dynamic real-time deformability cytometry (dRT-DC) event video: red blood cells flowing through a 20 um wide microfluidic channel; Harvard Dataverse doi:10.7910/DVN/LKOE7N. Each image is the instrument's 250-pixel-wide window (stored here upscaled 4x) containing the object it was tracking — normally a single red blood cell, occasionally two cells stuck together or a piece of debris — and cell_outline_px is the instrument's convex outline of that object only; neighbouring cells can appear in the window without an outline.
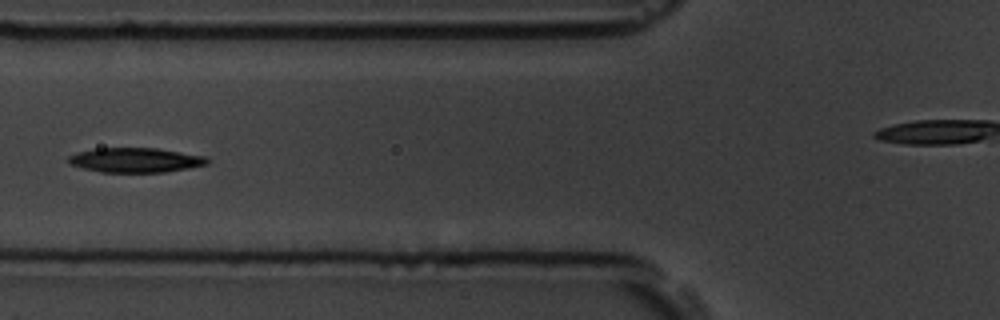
{"species": "common noctule bat (a hibernating species)", "species_latin": "Nyctalus noctula", "temperature_condition": "room temperature", "stored_images_in_passage": 6, "camera_frame_rate_fps": 3000, "um_per_image_px": 0.085, "animal": {"sex": "male", "body_mass_g": 19.5, "forearm_length_mm": 54.6}, "frame": {"image": 1, "passage_image": 5, "time_ms": 5.667, "image_size_px": [1000, 320], "cell_outline_px": [[212, 160], [208, 164], [188, 168], [164, 172], [100, 172], [84, 168], [72, 164], [68, 160], [68, 156], [76, 152], [96, 148], [156, 148], [208, 156]], "centroid_in_image_um": [11.57, 13.6], "position_along_channel_um": 114.2, "area_um2": 20.0}}
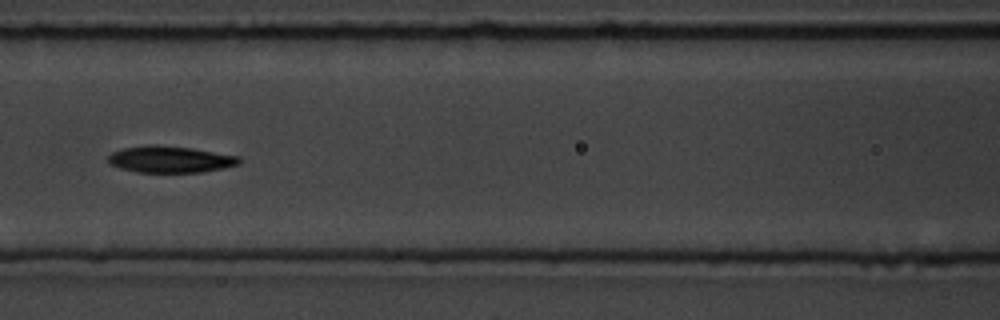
{"frame": {"image": 2, "passage_image": 6, "time_ms": 6.667, "image_size_px": [1000, 320], "cell_outline_px": [[240, 164], [224, 168], [200, 172], [136, 172], [120, 168], [112, 164], [108, 160], [108, 156], [112, 152], [124, 148], [152, 144], [156, 144], [188, 148], [240, 156]], "centroid_in_image_um": [14.47, 13.54], "position_along_channel_um": 152.1, "area_um2": 20.11}}